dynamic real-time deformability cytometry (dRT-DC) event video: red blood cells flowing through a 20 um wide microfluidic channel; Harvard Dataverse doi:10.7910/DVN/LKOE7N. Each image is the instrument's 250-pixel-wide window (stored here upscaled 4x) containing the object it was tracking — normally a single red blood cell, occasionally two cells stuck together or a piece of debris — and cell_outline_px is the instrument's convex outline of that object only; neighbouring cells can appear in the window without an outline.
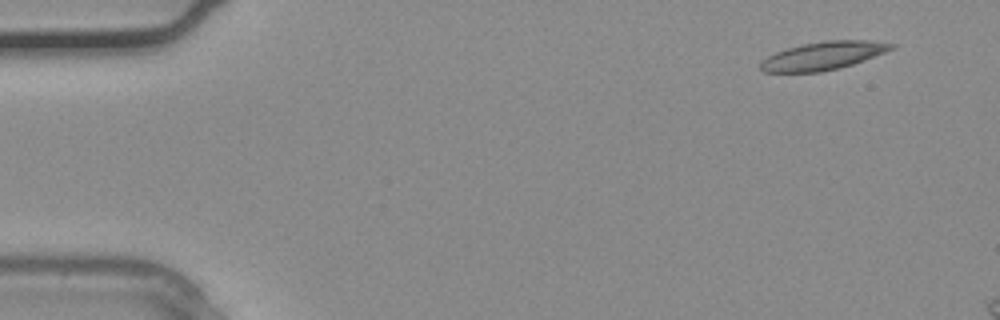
{"species": "common noctule bat (a hibernating species)", "species_latin": "Nyctalus noctula", "temperature_condition": "warm", "stored_images_in_passage": 3, "camera_frame_rate_fps": 3000, "um_per_image_px": 0.085, "animal": {"sex": "male", "body_mass_g": 20.4}, "frame": {"image": 1, "passage_image": 1, "time_ms": 0.0, "image_size_px": [1000, 320], "cell_outline_px": [[896, 48], [864, 60], [840, 68], [820, 72], [764, 72], [760, 68], [760, 60], [776, 52], [788, 48], [804, 44], [824, 40], [868, 40], [896, 44]], "centroid_in_image_um": [69.98, 4.74], "position_along_channel_um": 15.0, "area_um2": 21.44}}